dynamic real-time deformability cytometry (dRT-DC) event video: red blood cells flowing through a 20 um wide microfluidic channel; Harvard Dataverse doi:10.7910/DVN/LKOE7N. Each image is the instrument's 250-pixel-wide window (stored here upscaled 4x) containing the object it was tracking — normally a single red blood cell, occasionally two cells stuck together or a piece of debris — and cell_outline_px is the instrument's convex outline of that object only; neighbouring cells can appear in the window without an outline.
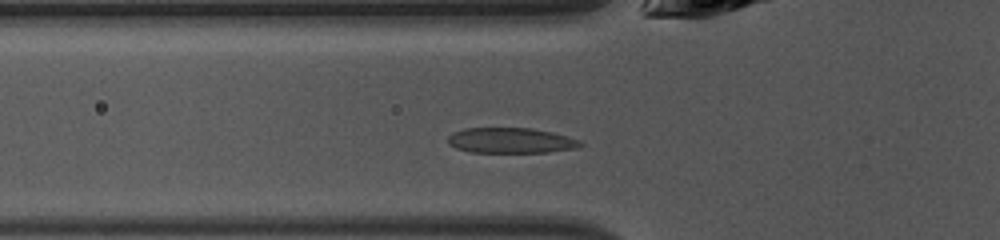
{"species": "common noctule bat (a hibernating species)", "species_latin": "Nyctalus noctula", "temperature_condition": "warm", "stored_images_in_passage": 30, "camera_frame_rate_fps": 3000, "um_per_image_px": 0.085, "animal": {"sex": "female", "body_mass_g": 10.0, "forearm_length_mm": 53.1}, "frame": {"image": 1, "passage_image": 3, "time_ms": 0.667, "image_size_px": [1000, 240], "cell_outline_px": [[584, 144], [576, 148], [548, 152], [472, 152], [456, 148], [448, 144], [448, 136], [452, 132], [464, 128], [532, 128], [552, 132], [568, 136], [580, 140]], "centroid_in_image_um": [43.41, 11.93], "position_along_channel_um": 82.4, "area_um2": 19.65}}
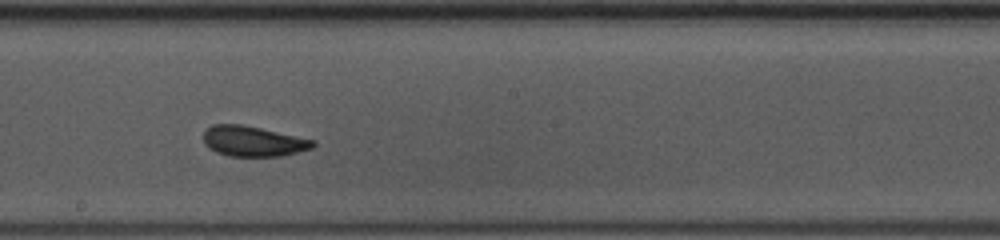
{"frame": {"image": 2, "passage_image": 13, "time_ms": 4.0, "image_size_px": [1000, 240], "cell_outline_px": [[316, 144], [312, 148], [284, 156], [228, 156], [216, 152], [208, 148], [204, 144], [204, 128], [212, 124], [244, 124], [316, 140]], "centroid_in_image_um": [21.51, 11.99], "position_along_channel_um": 226.7, "area_um2": 19.71}}
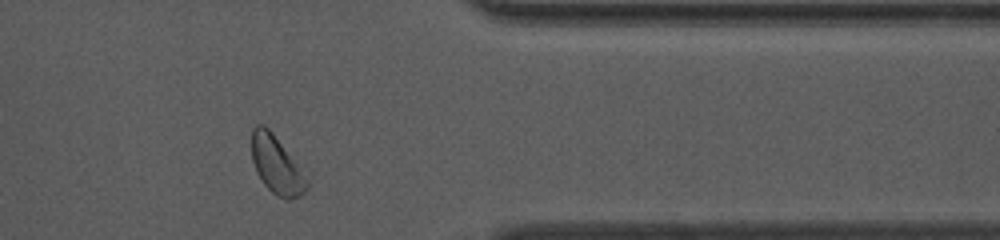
{"frame": {"image": 3, "passage_image": 25, "time_ms": 8.0, "image_size_px": [1000, 240], "cell_outline_px": [[312, 176], [308, 188], [300, 196], [288, 200], [276, 196], [264, 184], [256, 172], [252, 160], [252, 128], [256, 124], [264, 124], [312, 172]], "centroid_in_image_um": [23.65, 14.02], "position_along_channel_um": 387.7, "area_um2": 20.11}, "authors_computed_cell_mechanics": {"area_um2": 19.8543, "velocity_mm_per_s": 4.3048, "shape_relaxation_time_tau1_ms": 1.5047, "shape_relaxation_time_tau2_ms": 0.9904, "deformation_change_tau1": 0.1072, "deformation_change_tau2": 0.0635}}